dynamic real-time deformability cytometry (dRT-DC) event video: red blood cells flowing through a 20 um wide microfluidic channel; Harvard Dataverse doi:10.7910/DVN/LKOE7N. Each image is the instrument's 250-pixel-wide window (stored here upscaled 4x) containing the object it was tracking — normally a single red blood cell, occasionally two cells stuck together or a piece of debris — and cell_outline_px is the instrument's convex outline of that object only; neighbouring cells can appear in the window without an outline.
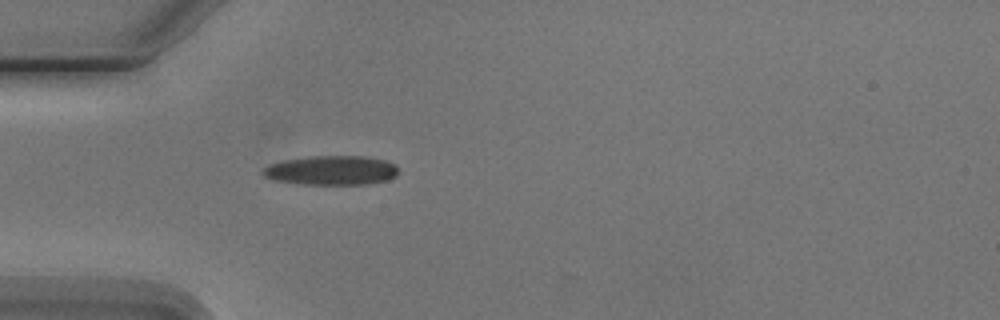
{"species": "Egyptian fruit bat (a non-hibernating species)", "species_latin": "Rousettus aegyptiacus", "temperature_condition": "cold", "stored_images_in_passage": 1, "camera_frame_rate_fps": 3000, "um_per_image_px": 0.085, "animal": {"sex": "male"}, "frame": {"image": 1, "passage_image": 1, "time_ms": 0.0, "image_size_px": [1000, 320], "cell_outline_px": [[396, 176], [388, 180], [368, 184], [300, 184], [272, 180], [264, 176], [260, 172], [268, 164], [284, 160], [312, 156], [364, 156], [384, 160], [396, 164]], "centroid_in_image_um": [28.14, 14.48], "position_along_channel_um": 56.9, "area_um2": 23.24}}